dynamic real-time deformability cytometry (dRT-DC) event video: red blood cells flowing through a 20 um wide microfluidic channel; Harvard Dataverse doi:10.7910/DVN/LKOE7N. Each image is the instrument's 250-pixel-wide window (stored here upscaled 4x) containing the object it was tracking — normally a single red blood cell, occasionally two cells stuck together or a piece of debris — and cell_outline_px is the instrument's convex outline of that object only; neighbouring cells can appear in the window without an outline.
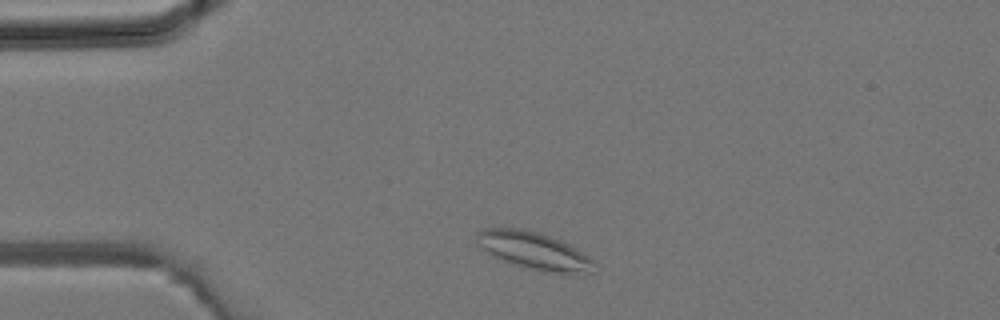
{"species": "common noctule bat (a hibernating species)", "species_latin": "Nyctalus noctula", "temperature_condition": "room temperature", "stored_images_in_passage": 27, "camera_frame_rate_fps": 3000, "um_per_image_px": 0.085, "animal": {"sex": "male", "body_mass_g": 19.2, "forearm_length_mm": 51.8}, "frame": {"image": 1, "passage_image": 3, "time_ms": 0.667, "image_size_px": [1000, 320], "cell_outline_px": [[596, 264], [592, 272], [544, 272], [516, 264], [492, 256], [476, 240], [476, 232], [480, 228], [516, 228], [536, 232], [560, 240], [576, 248], [588, 256]], "centroid_in_image_um": [45.37, 21.29], "position_along_channel_um": 39.6, "area_um2": 24.85}}
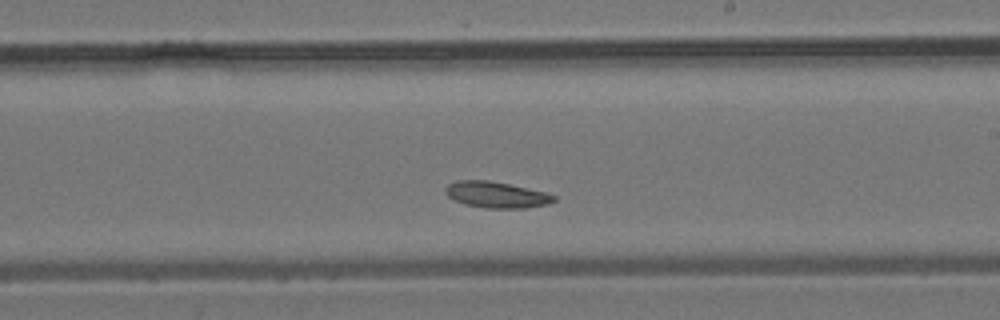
{"frame": {"image": 2, "passage_image": 17, "time_ms": 5.333, "image_size_px": [1000, 320], "cell_outline_px": [[556, 200], [548, 204], [524, 208], [484, 208], [464, 204], [452, 200], [444, 192], [444, 188], [448, 184], [456, 180], [488, 180], [548, 192], [556, 196]], "centroid_in_image_um": [42.17, 16.55], "position_along_channel_um": 246.8, "area_um2": 16.76}}
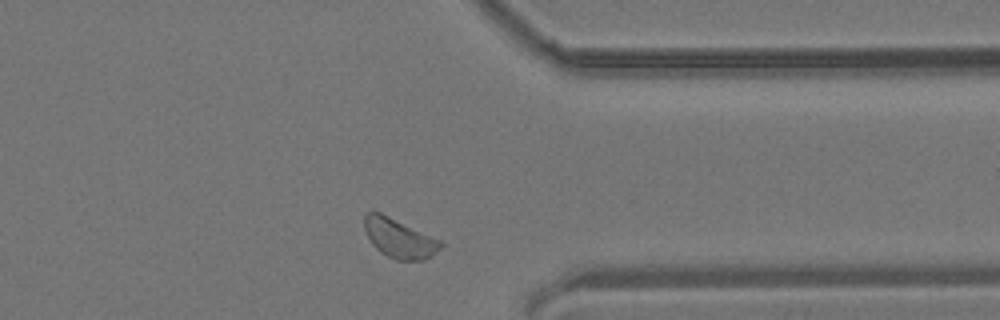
{"frame": {"image": 3, "passage_image": 25, "time_ms": 8.0, "image_size_px": [1000, 320], "cell_outline_px": [[444, 244], [440, 248], [424, 260], [396, 260], [380, 252], [372, 244], [364, 228], [364, 216], [368, 212], [380, 212], [440, 240]], "centroid_in_image_um": [33.91, 20.25], "position_along_channel_um": 377.5, "area_um2": 17.11}}